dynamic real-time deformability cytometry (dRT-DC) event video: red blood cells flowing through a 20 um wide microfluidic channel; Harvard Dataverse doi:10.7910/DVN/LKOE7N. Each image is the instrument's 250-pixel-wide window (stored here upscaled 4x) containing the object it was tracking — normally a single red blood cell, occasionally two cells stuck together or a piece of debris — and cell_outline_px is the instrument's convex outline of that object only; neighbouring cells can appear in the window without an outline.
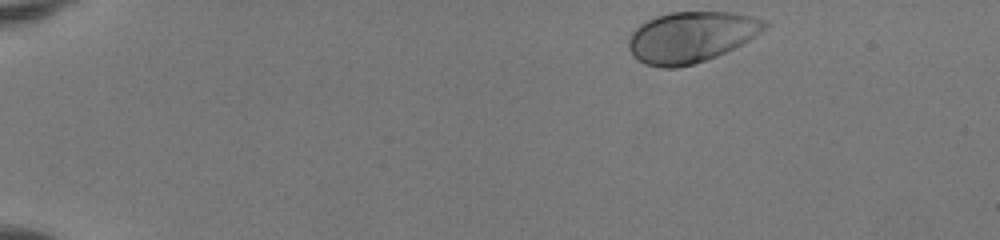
{"species": "human", "species_latin": "Homo sapiens", "temperature_condition": "room temperature", "stored_images_in_passage": 44, "camera_frame_rate_fps": 3000, "um_per_image_px": 0.085, "donor": {"sex": "female"}, "frame": {"image": 1, "passage_image": 1, "time_ms": 0.0, "image_size_px": [1000, 240], "cell_outline_px": [[772, 24], [768, 28], [748, 40], [716, 56], [692, 64], [676, 68], [660, 68], [644, 64], [632, 56], [628, 48], [628, 40], [632, 32], [640, 24], [656, 16], [672, 12], [736, 12], [768, 20]], "centroid_in_image_um": [58.76, 3.14], "position_along_channel_um": 26.2, "area_um2": 40.52}}
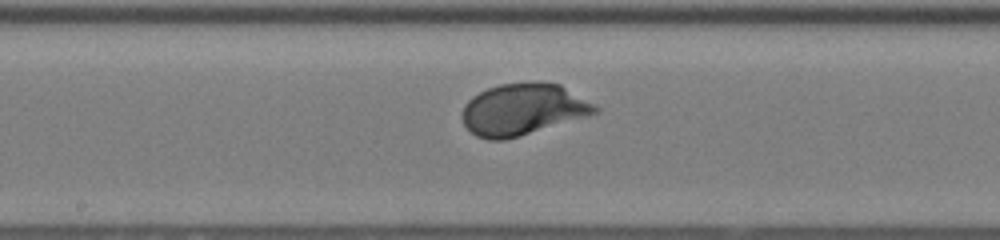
{"frame": {"image": 2, "passage_image": 22, "time_ms": 7.0, "image_size_px": [1000, 240], "cell_outline_px": [[600, 112], [588, 116], [504, 140], [488, 140], [476, 136], [464, 124], [460, 116], [464, 104], [472, 96], [488, 88], [500, 84], [532, 80], [540, 80], [560, 84], [600, 108]], "centroid_in_image_um": [44.43, 9.27], "position_along_channel_um": 203.8, "area_um2": 40.23}}
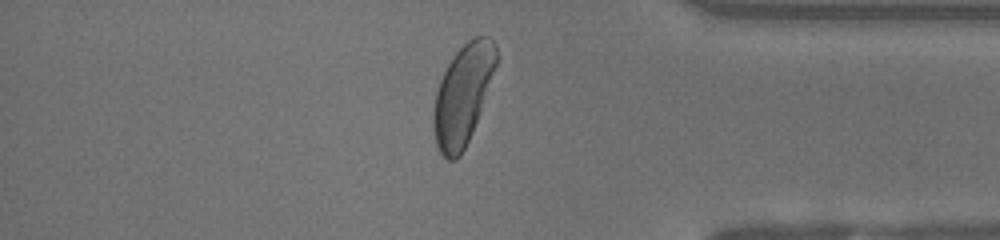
{"frame": {"image": 3, "passage_image": 37, "time_ms": 12.0, "image_size_px": [1000, 240], "cell_outline_px": [[496, 64], [472, 132], [460, 156], [456, 160], [448, 160], [440, 152], [436, 144], [432, 128], [432, 112], [436, 92], [440, 80], [448, 64], [456, 52], [472, 36], [488, 36], [496, 44]], "centroid_in_image_um": [39.3, 8.06], "position_along_channel_um": 395.9, "area_um2": 36.01}, "authors_computed_cell_mechanics": {"area_um2": 38.7838, "velocity_mm_per_s": 4.0935, "shape_relaxation_time_tau1_ms": 1.7329, "shape_relaxation_time_tau2_ms": null, "deformation_change_tau1": 0.147, "deformation_change_tau2": null}}